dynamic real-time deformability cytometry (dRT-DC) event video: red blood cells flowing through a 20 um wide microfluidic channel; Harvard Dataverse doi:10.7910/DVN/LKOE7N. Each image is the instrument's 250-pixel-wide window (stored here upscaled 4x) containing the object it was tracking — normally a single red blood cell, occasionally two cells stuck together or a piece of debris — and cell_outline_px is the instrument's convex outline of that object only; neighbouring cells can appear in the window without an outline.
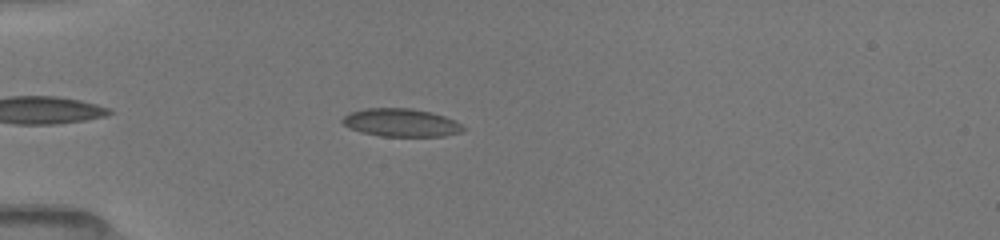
{"species": "common noctule bat (a hibernating species)", "species_latin": "Nyctalus noctula", "temperature_condition": "room temperature", "stored_images_in_passage": 35, "camera_frame_rate_fps": 3000, "um_per_image_px": 0.085, "animal": {"sex": "female", "body_mass_g": 19.5, "forearm_length_mm": 54.1}, "frame": {"image": 1, "passage_image": 6, "time_ms": 3.667, "image_size_px": [1000, 240], "cell_outline_px": [[464, 128], [460, 132], [444, 136], [380, 136], [360, 132], [348, 128], [340, 120], [344, 116], [352, 112], [368, 108], [412, 108], [432, 112], [456, 120]], "centroid_in_image_um": [34.08, 10.42], "position_along_channel_um": 50.9, "area_um2": 19.71}}
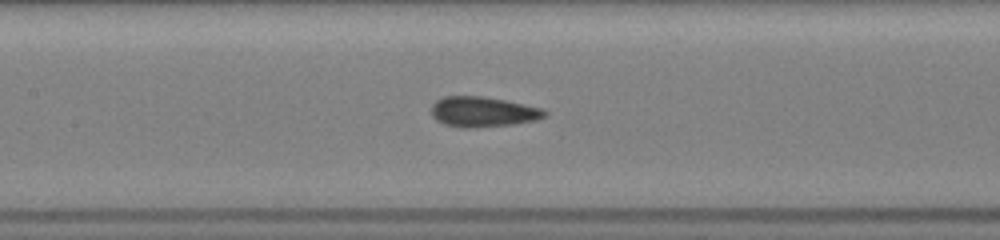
{"frame": {"image": 2, "passage_image": 15, "time_ms": 7.0, "image_size_px": [1000, 240], "cell_outline_px": [[548, 116], [536, 120], [516, 124], [476, 128], [460, 128], [444, 124], [436, 120], [432, 116], [432, 104], [436, 100], [444, 96], [484, 96], [544, 108], [548, 112]], "centroid_in_image_um": [41.08, 9.51], "position_along_channel_um": 166.3, "area_um2": 20.35}}
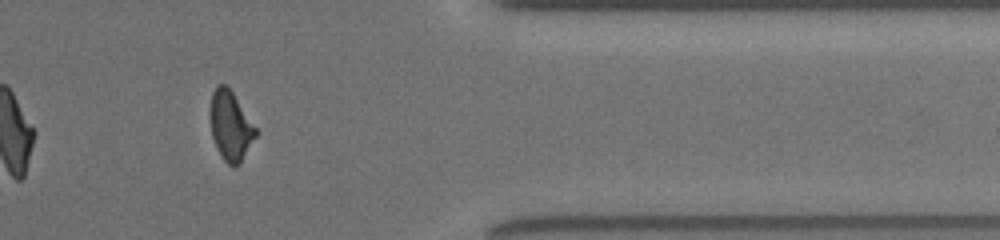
{"frame": {"image": 3, "passage_image": 30, "time_ms": 13.0, "image_size_px": [1000, 240], "cell_outline_px": [[260, 132], [240, 164], [232, 168], [224, 160], [216, 148], [212, 136], [212, 92], [216, 84], [224, 84], [232, 92]], "centroid_in_image_um": [19.65, 10.75], "position_along_channel_um": 391.7, "area_um2": 18.32}, "authors_computed_cell_mechanics": {"area_um2": 19.7098, "velocity_mm_per_s": 4.0246, "shape_relaxation_time_tau1_ms": 10.9281, "shape_relaxation_time_tau2_ms": 1.2983, "deformation_change_tau1": 0.2111, "deformation_change_tau2": 0.0665}}